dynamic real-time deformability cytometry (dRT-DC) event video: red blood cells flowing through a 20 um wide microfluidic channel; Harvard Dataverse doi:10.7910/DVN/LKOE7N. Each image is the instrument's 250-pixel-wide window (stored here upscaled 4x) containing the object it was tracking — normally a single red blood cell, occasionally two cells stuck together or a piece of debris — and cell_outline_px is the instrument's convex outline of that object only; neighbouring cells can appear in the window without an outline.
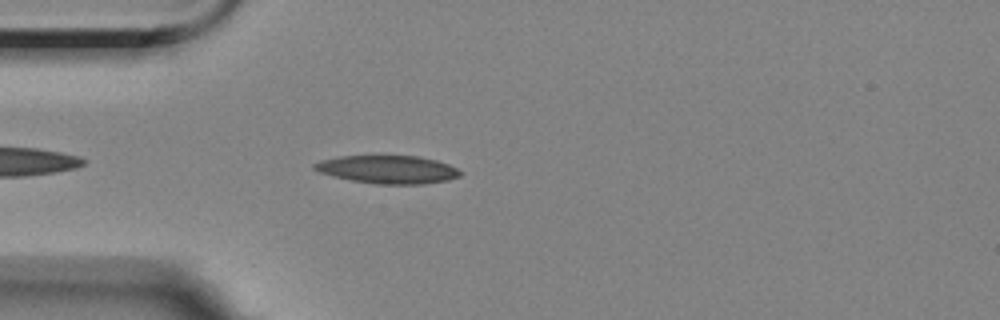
{"species": "Egyptian fruit bat (a non-hibernating species)", "species_latin": "Rousettus aegyptiacus", "temperature_condition": "room temperature", "stored_images_in_passage": 29, "camera_frame_rate_fps": 3000, "um_per_image_px": 0.085, "animal": {"sex": "female"}, "frame": {"image": 1, "passage_image": 4, "time_ms": 1.0, "image_size_px": [1000, 320], "cell_outline_px": [[460, 176], [448, 180], [424, 184], [376, 184], [352, 180], [332, 176], [320, 172], [312, 168], [312, 164], [320, 160], [340, 156], [420, 156], [436, 160], [448, 164], [456, 168], [460, 172]], "centroid_in_image_um": [32.94, 14.4], "position_along_channel_um": 52.1, "area_um2": 23.81}}
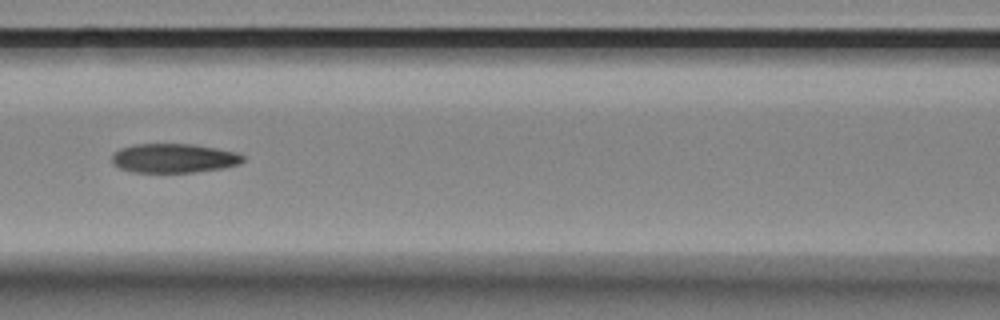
{"frame": {"image": 2, "passage_image": 13, "time_ms": 4.0, "image_size_px": [1000, 320], "cell_outline_px": [[244, 160], [240, 164], [224, 168], [192, 172], [132, 172], [120, 168], [112, 160], [112, 152], [120, 148], [132, 144], [192, 144], [216, 148], [236, 152], [244, 156]], "centroid_in_image_um": [14.78, 13.44], "position_along_channel_um": 151.8, "area_um2": 22.31}}
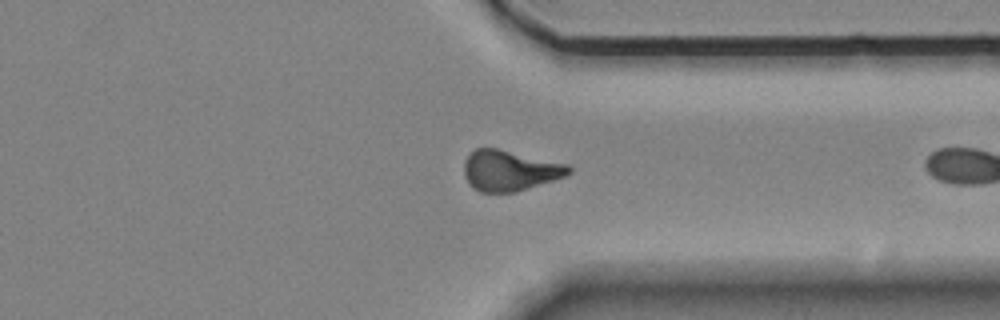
{"frame": {"image": 3, "passage_image": 28, "time_ms": 9.0, "image_size_px": [1000, 320], "cell_outline_px": [[572, 172], [564, 176], [516, 192], [480, 192], [472, 188], [464, 176], [464, 160], [476, 148], [496, 148], [568, 164], [572, 168]], "centroid_in_image_um": [43.3, 14.5], "position_along_channel_um": 368.1, "area_um2": 24.62}}